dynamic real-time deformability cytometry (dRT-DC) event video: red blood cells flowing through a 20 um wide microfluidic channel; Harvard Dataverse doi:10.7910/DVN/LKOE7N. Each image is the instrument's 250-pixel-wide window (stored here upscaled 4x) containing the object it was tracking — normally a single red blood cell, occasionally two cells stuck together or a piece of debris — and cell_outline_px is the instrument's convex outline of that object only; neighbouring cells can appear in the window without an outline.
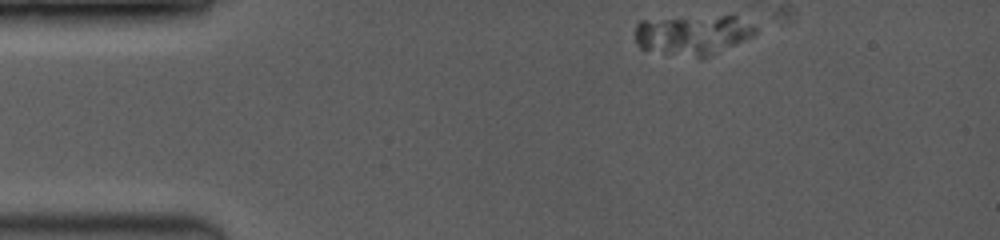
{"species": "common noctule bat (a hibernating species)", "species_latin": "Nyctalus noctula", "temperature_condition": "room temperature", "stored_images_in_passage": 8, "camera_frame_rate_fps": 3500, "um_per_image_px": 0.085, "animal": {"sex": "female", "body_mass_g": 19.0, "forearm_length_mm": 53.3}, "frame": {"image": 1, "passage_image": 1, "time_ms": 0.0, "image_size_px": [1000, 240], "cell_outline_px": [[756, 36], [700, 60], [640, 48], [636, 44], [636, 24], [640, 20], [720, 16], [736, 16], [752, 24], [756, 28]], "centroid_in_image_um": [58.92, 2.99], "position_along_channel_um": 26.1, "area_um2": 28.21}}